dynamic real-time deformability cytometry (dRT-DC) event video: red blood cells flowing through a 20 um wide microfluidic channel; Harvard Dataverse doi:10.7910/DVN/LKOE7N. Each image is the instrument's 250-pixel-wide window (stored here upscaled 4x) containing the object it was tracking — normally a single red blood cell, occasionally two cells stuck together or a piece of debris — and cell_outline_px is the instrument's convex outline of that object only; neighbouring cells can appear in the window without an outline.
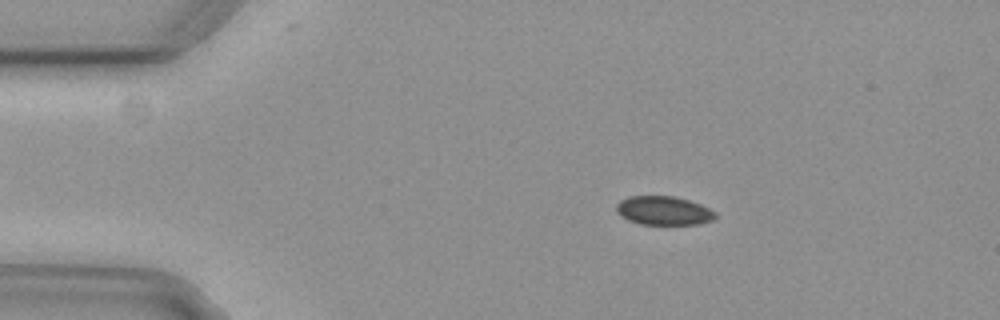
{"species": "common noctule bat (a hibernating species)", "species_latin": "Nyctalus noctula", "temperature_condition": "cold", "stored_images_in_passage": 53, "camera_frame_rate_fps": 3000, "um_per_image_px": 0.085, "animal": {"sex": "female", "body_mass_g": 29.2, "forearm_length_mm": 56.3}, "frame": {"image": 1, "passage_image": 9, "time_ms": 2.667, "image_size_px": [1000, 320], "cell_outline_px": [[716, 216], [712, 220], [700, 224], [640, 224], [628, 220], [620, 216], [616, 212], [616, 204], [620, 200], [628, 196], [672, 196], [688, 200], [700, 204], [716, 212]], "centroid_in_image_um": [56.38, 17.9], "position_along_channel_um": 28.6, "area_um2": 16.65}}
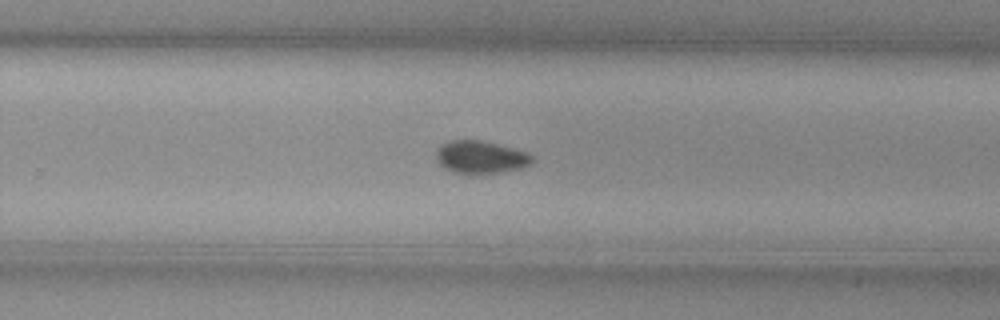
{"frame": {"image": 2, "passage_image": 34, "time_ms": 11.0, "image_size_px": [1000, 320], "cell_outline_px": [[532, 164], [524, 168], [476, 176], [468, 176], [452, 172], [444, 168], [436, 160], [436, 148], [440, 144], [452, 140], [480, 140], [528, 152], [532, 156]], "centroid_in_image_um": [40.82, 13.4], "position_along_channel_um": 289.0, "area_um2": 18.9}}
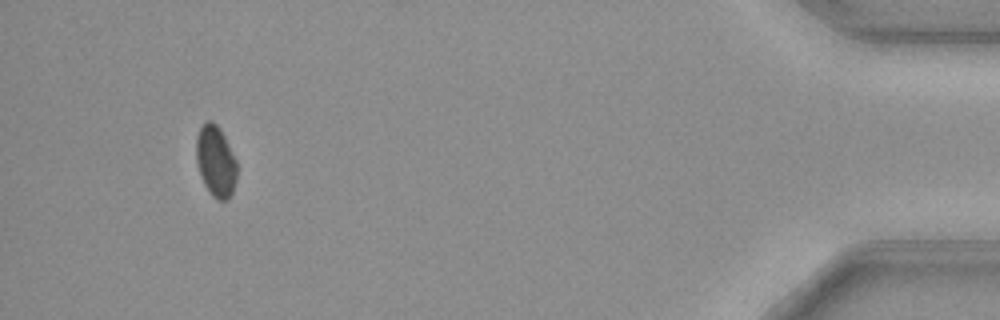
{"frame": {"image": 3, "passage_image": 50, "time_ms": 16.333, "image_size_px": [1000, 320], "cell_outline_px": [[236, 180], [232, 192], [228, 200], [216, 200], [212, 196], [204, 184], [200, 176], [196, 164], [196, 136], [200, 128], [208, 120], [212, 120], [220, 128], [236, 160]], "centroid_in_image_um": [18.31, 13.72], "position_along_channel_um": 416.9, "area_um2": 16.94}, "authors_computed_cell_mechanics": {"area_um2": 17.6868, "velocity_mm_per_s": 3.8032, "shape_relaxation_time_tau1_ms": 9.1241, "shape_relaxation_time_tau2_ms": null, "deformation_change_tau1": 0.0799, "deformation_change_tau2": null}}